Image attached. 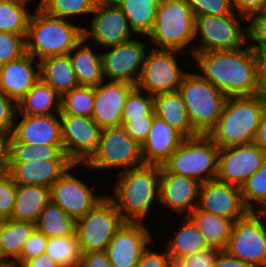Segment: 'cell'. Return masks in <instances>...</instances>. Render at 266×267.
I'll use <instances>...</instances> for the list:
<instances>
[{"label":"cell","instance_id":"obj_46","mask_svg":"<svg viewBox=\"0 0 266 267\" xmlns=\"http://www.w3.org/2000/svg\"><path fill=\"white\" fill-rule=\"evenodd\" d=\"M195 17L204 15H226L234 11L230 0H187Z\"/></svg>","mask_w":266,"mask_h":267},{"label":"cell","instance_id":"obj_31","mask_svg":"<svg viewBox=\"0 0 266 267\" xmlns=\"http://www.w3.org/2000/svg\"><path fill=\"white\" fill-rule=\"evenodd\" d=\"M189 217L203 234L210 248L220 251L226 249L235 221L202 210H194Z\"/></svg>","mask_w":266,"mask_h":267},{"label":"cell","instance_id":"obj_32","mask_svg":"<svg viewBox=\"0 0 266 267\" xmlns=\"http://www.w3.org/2000/svg\"><path fill=\"white\" fill-rule=\"evenodd\" d=\"M36 229V224L14 219L0 221V255L12 264L21 254L25 242Z\"/></svg>","mask_w":266,"mask_h":267},{"label":"cell","instance_id":"obj_58","mask_svg":"<svg viewBox=\"0 0 266 267\" xmlns=\"http://www.w3.org/2000/svg\"><path fill=\"white\" fill-rule=\"evenodd\" d=\"M8 174V149L5 141L0 142V179Z\"/></svg>","mask_w":266,"mask_h":267},{"label":"cell","instance_id":"obj_9","mask_svg":"<svg viewBox=\"0 0 266 267\" xmlns=\"http://www.w3.org/2000/svg\"><path fill=\"white\" fill-rule=\"evenodd\" d=\"M142 165L141 145L122 126L102 129L96 152L82 164L85 168L97 171L115 168L118 173Z\"/></svg>","mask_w":266,"mask_h":267},{"label":"cell","instance_id":"obj_42","mask_svg":"<svg viewBox=\"0 0 266 267\" xmlns=\"http://www.w3.org/2000/svg\"><path fill=\"white\" fill-rule=\"evenodd\" d=\"M135 88L127 97L123 107L122 125L130 119L155 116L154 97ZM146 94V95H145Z\"/></svg>","mask_w":266,"mask_h":267},{"label":"cell","instance_id":"obj_6","mask_svg":"<svg viewBox=\"0 0 266 267\" xmlns=\"http://www.w3.org/2000/svg\"><path fill=\"white\" fill-rule=\"evenodd\" d=\"M193 130L208 135L217 125L227 99L220 90L199 73L188 72L179 86Z\"/></svg>","mask_w":266,"mask_h":267},{"label":"cell","instance_id":"obj_16","mask_svg":"<svg viewBox=\"0 0 266 267\" xmlns=\"http://www.w3.org/2000/svg\"><path fill=\"white\" fill-rule=\"evenodd\" d=\"M59 116L65 154L74 164H85L97 150L102 129L92 117Z\"/></svg>","mask_w":266,"mask_h":267},{"label":"cell","instance_id":"obj_12","mask_svg":"<svg viewBox=\"0 0 266 267\" xmlns=\"http://www.w3.org/2000/svg\"><path fill=\"white\" fill-rule=\"evenodd\" d=\"M225 251L252 267H266V224L255 211L235 222Z\"/></svg>","mask_w":266,"mask_h":267},{"label":"cell","instance_id":"obj_60","mask_svg":"<svg viewBox=\"0 0 266 267\" xmlns=\"http://www.w3.org/2000/svg\"><path fill=\"white\" fill-rule=\"evenodd\" d=\"M26 1L32 3V1H34V0H26ZM38 1H39V2H38ZM38 1H37L38 4H36V7H39V6L41 5V3H42L43 0H38Z\"/></svg>","mask_w":266,"mask_h":267},{"label":"cell","instance_id":"obj_2","mask_svg":"<svg viewBox=\"0 0 266 267\" xmlns=\"http://www.w3.org/2000/svg\"><path fill=\"white\" fill-rule=\"evenodd\" d=\"M116 178L113 196L107 197L126 222H145L148 212L156 206L155 201H159L160 166L144 164L117 173Z\"/></svg>","mask_w":266,"mask_h":267},{"label":"cell","instance_id":"obj_14","mask_svg":"<svg viewBox=\"0 0 266 267\" xmlns=\"http://www.w3.org/2000/svg\"><path fill=\"white\" fill-rule=\"evenodd\" d=\"M142 39L135 37L122 44L108 47L105 51L102 50V73L106 81L137 84L147 47L151 46Z\"/></svg>","mask_w":266,"mask_h":267},{"label":"cell","instance_id":"obj_30","mask_svg":"<svg viewBox=\"0 0 266 267\" xmlns=\"http://www.w3.org/2000/svg\"><path fill=\"white\" fill-rule=\"evenodd\" d=\"M60 109L61 96L41 79L17 102V114L22 115H53Z\"/></svg>","mask_w":266,"mask_h":267},{"label":"cell","instance_id":"obj_55","mask_svg":"<svg viewBox=\"0 0 266 267\" xmlns=\"http://www.w3.org/2000/svg\"><path fill=\"white\" fill-rule=\"evenodd\" d=\"M213 267H252L250 264L243 262L236 257L229 255L225 250L221 251Z\"/></svg>","mask_w":266,"mask_h":267},{"label":"cell","instance_id":"obj_19","mask_svg":"<svg viewBox=\"0 0 266 267\" xmlns=\"http://www.w3.org/2000/svg\"><path fill=\"white\" fill-rule=\"evenodd\" d=\"M195 210H202L235 222L250 212L243 202L241 188L217 179L201 184Z\"/></svg>","mask_w":266,"mask_h":267},{"label":"cell","instance_id":"obj_37","mask_svg":"<svg viewBox=\"0 0 266 267\" xmlns=\"http://www.w3.org/2000/svg\"><path fill=\"white\" fill-rule=\"evenodd\" d=\"M26 0H0V31L27 35L32 11Z\"/></svg>","mask_w":266,"mask_h":267},{"label":"cell","instance_id":"obj_33","mask_svg":"<svg viewBox=\"0 0 266 267\" xmlns=\"http://www.w3.org/2000/svg\"><path fill=\"white\" fill-rule=\"evenodd\" d=\"M178 229V230H177ZM176 234L170 237L166 250L172 261L209 248L205 237L189 216H185Z\"/></svg>","mask_w":266,"mask_h":267},{"label":"cell","instance_id":"obj_26","mask_svg":"<svg viewBox=\"0 0 266 267\" xmlns=\"http://www.w3.org/2000/svg\"><path fill=\"white\" fill-rule=\"evenodd\" d=\"M153 97L155 116L172 126L184 138L198 135L191 126L185 103L179 91L160 93Z\"/></svg>","mask_w":266,"mask_h":267},{"label":"cell","instance_id":"obj_56","mask_svg":"<svg viewBox=\"0 0 266 267\" xmlns=\"http://www.w3.org/2000/svg\"><path fill=\"white\" fill-rule=\"evenodd\" d=\"M21 267H61L49 255L43 253L27 260Z\"/></svg>","mask_w":266,"mask_h":267},{"label":"cell","instance_id":"obj_53","mask_svg":"<svg viewBox=\"0 0 266 267\" xmlns=\"http://www.w3.org/2000/svg\"><path fill=\"white\" fill-rule=\"evenodd\" d=\"M256 61L257 79L261 90H266V46H251Z\"/></svg>","mask_w":266,"mask_h":267},{"label":"cell","instance_id":"obj_36","mask_svg":"<svg viewBox=\"0 0 266 267\" xmlns=\"http://www.w3.org/2000/svg\"><path fill=\"white\" fill-rule=\"evenodd\" d=\"M8 149V163H28L48 159H69L63 145H31L27 142H5Z\"/></svg>","mask_w":266,"mask_h":267},{"label":"cell","instance_id":"obj_62","mask_svg":"<svg viewBox=\"0 0 266 267\" xmlns=\"http://www.w3.org/2000/svg\"><path fill=\"white\" fill-rule=\"evenodd\" d=\"M0 263H6V262L2 259L1 255H0Z\"/></svg>","mask_w":266,"mask_h":267},{"label":"cell","instance_id":"obj_1","mask_svg":"<svg viewBox=\"0 0 266 267\" xmlns=\"http://www.w3.org/2000/svg\"><path fill=\"white\" fill-rule=\"evenodd\" d=\"M192 58L198 65L197 72L227 97L264 93L250 42L236 50L193 52Z\"/></svg>","mask_w":266,"mask_h":267},{"label":"cell","instance_id":"obj_52","mask_svg":"<svg viewBox=\"0 0 266 267\" xmlns=\"http://www.w3.org/2000/svg\"><path fill=\"white\" fill-rule=\"evenodd\" d=\"M235 13L250 19L254 14L266 10V0H230Z\"/></svg>","mask_w":266,"mask_h":267},{"label":"cell","instance_id":"obj_3","mask_svg":"<svg viewBox=\"0 0 266 267\" xmlns=\"http://www.w3.org/2000/svg\"><path fill=\"white\" fill-rule=\"evenodd\" d=\"M265 106L264 93L227 97L218 123L208 135L219 148L253 143Z\"/></svg>","mask_w":266,"mask_h":267},{"label":"cell","instance_id":"obj_25","mask_svg":"<svg viewBox=\"0 0 266 267\" xmlns=\"http://www.w3.org/2000/svg\"><path fill=\"white\" fill-rule=\"evenodd\" d=\"M184 139L172 126L154 116L149 134L141 145L144 164L162 166Z\"/></svg>","mask_w":266,"mask_h":267},{"label":"cell","instance_id":"obj_27","mask_svg":"<svg viewBox=\"0 0 266 267\" xmlns=\"http://www.w3.org/2000/svg\"><path fill=\"white\" fill-rule=\"evenodd\" d=\"M82 40L71 50L69 57L72 61L79 86L96 87L105 79L102 73L101 52L98 53L91 45Z\"/></svg>","mask_w":266,"mask_h":267},{"label":"cell","instance_id":"obj_49","mask_svg":"<svg viewBox=\"0 0 266 267\" xmlns=\"http://www.w3.org/2000/svg\"><path fill=\"white\" fill-rule=\"evenodd\" d=\"M154 116H145L126 121L122 127L139 145H142L149 134Z\"/></svg>","mask_w":266,"mask_h":267},{"label":"cell","instance_id":"obj_44","mask_svg":"<svg viewBox=\"0 0 266 267\" xmlns=\"http://www.w3.org/2000/svg\"><path fill=\"white\" fill-rule=\"evenodd\" d=\"M17 103L0 91V139L5 141L12 135Z\"/></svg>","mask_w":266,"mask_h":267},{"label":"cell","instance_id":"obj_40","mask_svg":"<svg viewBox=\"0 0 266 267\" xmlns=\"http://www.w3.org/2000/svg\"><path fill=\"white\" fill-rule=\"evenodd\" d=\"M97 2L98 0H43L39 8L50 16L72 20L87 14L90 17Z\"/></svg>","mask_w":266,"mask_h":267},{"label":"cell","instance_id":"obj_38","mask_svg":"<svg viewBox=\"0 0 266 267\" xmlns=\"http://www.w3.org/2000/svg\"><path fill=\"white\" fill-rule=\"evenodd\" d=\"M82 253L77 235L48 238L45 254L61 267H80Z\"/></svg>","mask_w":266,"mask_h":267},{"label":"cell","instance_id":"obj_59","mask_svg":"<svg viewBox=\"0 0 266 267\" xmlns=\"http://www.w3.org/2000/svg\"><path fill=\"white\" fill-rule=\"evenodd\" d=\"M264 221L266 224V202L255 211Z\"/></svg>","mask_w":266,"mask_h":267},{"label":"cell","instance_id":"obj_39","mask_svg":"<svg viewBox=\"0 0 266 267\" xmlns=\"http://www.w3.org/2000/svg\"><path fill=\"white\" fill-rule=\"evenodd\" d=\"M95 87L78 86L61 96L59 114L92 117Z\"/></svg>","mask_w":266,"mask_h":267},{"label":"cell","instance_id":"obj_20","mask_svg":"<svg viewBox=\"0 0 266 267\" xmlns=\"http://www.w3.org/2000/svg\"><path fill=\"white\" fill-rule=\"evenodd\" d=\"M135 88L132 83L106 80L95 87L92 118L101 129L122 126L123 107Z\"/></svg>","mask_w":266,"mask_h":267},{"label":"cell","instance_id":"obj_7","mask_svg":"<svg viewBox=\"0 0 266 267\" xmlns=\"http://www.w3.org/2000/svg\"><path fill=\"white\" fill-rule=\"evenodd\" d=\"M246 21L249 22L247 17L235 12L195 17L194 42L198 41V45H191L192 56L193 52L236 50L245 47L249 43V23Z\"/></svg>","mask_w":266,"mask_h":267},{"label":"cell","instance_id":"obj_29","mask_svg":"<svg viewBox=\"0 0 266 267\" xmlns=\"http://www.w3.org/2000/svg\"><path fill=\"white\" fill-rule=\"evenodd\" d=\"M50 200V188L46 186L17 185L12 219L36 223Z\"/></svg>","mask_w":266,"mask_h":267},{"label":"cell","instance_id":"obj_22","mask_svg":"<svg viewBox=\"0 0 266 267\" xmlns=\"http://www.w3.org/2000/svg\"><path fill=\"white\" fill-rule=\"evenodd\" d=\"M200 186L201 183L195 179L169 173L160 166L159 203L175 214L185 217L196 209Z\"/></svg>","mask_w":266,"mask_h":267},{"label":"cell","instance_id":"obj_10","mask_svg":"<svg viewBox=\"0 0 266 267\" xmlns=\"http://www.w3.org/2000/svg\"><path fill=\"white\" fill-rule=\"evenodd\" d=\"M125 222L106 196L84 216L76 219V235L82 252L106 251L109 242Z\"/></svg>","mask_w":266,"mask_h":267},{"label":"cell","instance_id":"obj_5","mask_svg":"<svg viewBox=\"0 0 266 267\" xmlns=\"http://www.w3.org/2000/svg\"><path fill=\"white\" fill-rule=\"evenodd\" d=\"M152 48L177 50L192 55L195 16L187 0H161L153 30L148 35ZM190 47V49L188 48ZM188 49V50H187Z\"/></svg>","mask_w":266,"mask_h":267},{"label":"cell","instance_id":"obj_21","mask_svg":"<svg viewBox=\"0 0 266 267\" xmlns=\"http://www.w3.org/2000/svg\"><path fill=\"white\" fill-rule=\"evenodd\" d=\"M5 142L63 145L60 116L16 114L12 135Z\"/></svg>","mask_w":266,"mask_h":267},{"label":"cell","instance_id":"obj_51","mask_svg":"<svg viewBox=\"0 0 266 267\" xmlns=\"http://www.w3.org/2000/svg\"><path fill=\"white\" fill-rule=\"evenodd\" d=\"M163 252V253H162ZM161 253L153 251L151 247H147L140 258L136 267H173V261L167 250Z\"/></svg>","mask_w":266,"mask_h":267},{"label":"cell","instance_id":"obj_61","mask_svg":"<svg viewBox=\"0 0 266 267\" xmlns=\"http://www.w3.org/2000/svg\"><path fill=\"white\" fill-rule=\"evenodd\" d=\"M0 267H11L8 263H0Z\"/></svg>","mask_w":266,"mask_h":267},{"label":"cell","instance_id":"obj_4","mask_svg":"<svg viewBox=\"0 0 266 267\" xmlns=\"http://www.w3.org/2000/svg\"><path fill=\"white\" fill-rule=\"evenodd\" d=\"M33 12L25 42L26 52L36 60L67 55L82 40L83 27L73 24L74 20L50 16L36 6Z\"/></svg>","mask_w":266,"mask_h":267},{"label":"cell","instance_id":"obj_43","mask_svg":"<svg viewBox=\"0 0 266 267\" xmlns=\"http://www.w3.org/2000/svg\"><path fill=\"white\" fill-rule=\"evenodd\" d=\"M26 35L0 31V65L17 59L26 52Z\"/></svg>","mask_w":266,"mask_h":267},{"label":"cell","instance_id":"obj_54","mask_svg":"<svg viewBox=\"0 0 266 267\" xmlns=\"http://www.w3.org/2000/svg\"><path fill=\"white\" fill-rule=\"evenodd\" d=\"M80 267H113L106 251H88L82 253Z\"/></svg>","mask_w":266,"mask_h":267},{"label":"cell","instance_id":"obj_11","mask_svg":"<svg viewBox=\"0 0 266 267\" xmlns=\"http://www.w3.org/2000/svg\"><path fill=\"white\" fill-rule=\"evenodd\" d=\"M176 54L184 56L183 52L177 50L155 49L151 46L145 55L136 88L152 96L178 91L187 70H182Z\"/></svg>","mask_w":266,"mask_h":267},{"label":"cell","instance_id":"obj_28","mask_svg":"<svg viewBox=\"0 0 266 267\" xmlns=\"http://www.w3.org/2000/svg\"><path fill=\"white\" fill-rule=\"evenodd\" d=\"M39 64L40 79L60 96L79 86L69 54L46 57Z\"/></svg>","mask_w":266,"mask_h":267},{"label":"cell","instance_id":"obj_24","mask_svg":"<svg viewBox=\"0 0 266 267\" xmlns=\"http://www.w3.org/2000/svg\"><path fill=\"white\" fill-rule=\"evenodd\" d=\"M73 165L70 159L8 163V174L17 185H40L51 188Z\"/></svg>","mask_w":266,"mask_h":267},{"label":"cell","instance_id":"obj_50","mask_svg":"<svg viewBox=\"0 0 266 267\" xmlns=\"http://www.w3.org/2000/svg\"><path fill=\"white\" fill-rule=\"evenodd\" d=\"M249 42L251 46H266V10L249 19Z\"/></svg>","mask_w":266,"mask_h":267},{"label":"cell","instance_id":"obj_13","mask_svg":"<svg viewBox=\"0 0 266 267\" xmlns=\"http://www.w3.org/2000/svg\"><path fill=\"white\" fill-rule=\"evenodd\" d=\"M91 15L89 26H83V38L92 39L97 48L106 49L134 38L128 19L114 0H98Z\"/></svg>","mask_w":266,"mask_h":267},{"label":"cell","instance_id":"obj_17","mask_svg":"<svg viewBox=\"0 0 266 267\" xmlns=\"http://www.w3.org/2000/svg\"><path fill=\"white\" fill-rule=\"evenodd\" d=\"M265 159L266 153L254 142L220 148L216 179L241 187Z\"/></svg>","mask_w":266,"mask_h":267},{"label":"cell","instance_id":"obj_35","mask_svg":"<svg viewBox=\"0 0 266 267\" xmlns=\"http://www.w3.org/2000/svg\"><path fill=\"white\" fill-rule=\"evenodd\" d=\"M35 224L36 229L47 238L76 235V219L70 217L51 200L42 210Z\"/></svg>","mask_w":266,"mask_h":267},{"label":"cell","instance_id":"obj_18","mask_svg":"<svg viewBox=\"0 0 266 267\" xmlns=\"http://www.w3.org/2000/svg\"><path fill=\"white\" fill-rule=\"evenodd\" d=\"M146 222H125L107 246L106 253L113 267H136L143 251L153 243Z\"/></svg>","mask_w":266,"mask_h":267},{"label":"cell","instance_id":"obj_48","mask_svg":"<svg viewBox=\"0 0 266 267\" xmlns=\"http://www.w3.org/2000/svg\"><path fill=\"white\" fill-rule=\"evenodd\" d=\"M216 248H207L173 262V267H213L219 253Z\"/></svg>","mask_w":266,"mask_h":267},{"label":"cell","instance_id":"obj_15","mask_svg":"<svg viewBox=\"0 0 266 267\" xmlns=\"http://www.w3.org/2000/svg\"><path fill=\"white\" fill-rule=\"evenodd\" d=\"M81 164L70 167L50 188V199L70 217L78 219L93 209L107 194L94 192L71 170Z\"/></svg>","mask_w":266,"mask_h":267},{"label":"cell","instance_id":"obj_34","mask_svg":"<svg viewBox=\"0 0 266 267\" xmlns=\"http://www.w3.org/2000/svg\"><path fill=\"white\" fill-rule=\"evenodd\" d=\"M128 19L135 35L147 38L153 30L161 0H114Z\"/></svg>","mask_w":266,"mask_h":267},{"label":"cell","instance_id":"obj_45","mask_svg":"<svg viewBox=\"0 0 266 267\" xmlns=\"http://www.w3.org/2000/svg\"><path fill=\"white\" fill-rule=\"evenodd\" d=\"M48 238L38 229H35L24 244L20 256L11 264V267H21L27 260L45 253Z\"/></svg>","mask_w":266,"mask_h":267},{"label":"cell","instance_id":"obj_23","mask_svg":"<svg viewBox=\"0 0 266 267\" xmlns=\"http://www.w3.org/2000/svg\"><path fill=\"white\" fill-rule=\"evenodd\" d=\"M39 79V61L27 52L17 59L0 65V91L16 103Z\"/></svg>","mask_w":266,"mask_h":267},{"label":"cell","instance_id":"obj_47","mask_svg":"<svg viewBox=\"0 0 266 267\" xmlns=\"http://www.w3.org/2000/svg\"><path fill=\"white\" fill-rule=\"evenodd\" d=\"M17 184L9 174L0 179V221L12 219Z\"/></svg>","mask_w":266,"mask_h":267},{"label":"cell","instance_id":"obj_41","mask_svg":"<svg viewBox=\"0 0 266 267\" xmlns=\"http://www.w3.org/2000/svg\"><path fill=\"white\" fill-rule=\"evenodd\" d=\"M240 188L243 202L250 211H256L266 202V159Z\"/></svg>","mask_w":266,"mask_h":267},{"label":"cell","instance_id":"obj_8","mask_svg":"<svg viewBox=\"0 0 266 267\" xmlns=\"http://www.w3.org/2000/svg\"><path fill=\"white\" fill-rule=\"evenodd\" d=\"M219 149L209 135L198 134L185 138L162 166L204 184L217 177Z\"/></svg>","mask_w":266,"mask_h":267},{"label":"cell","instance_id":"obj_57","mask_svg":"<svg viewBox=\"0 0 266 267\" xmlns=\"http://www.w3.org/2000/svg\"><path fill=\"white\" fill-rule=\"evenodd\" d=\"M257 144L266 153V106L262 112L259 127L254 139Z\"/></svg>","mask_w":266,"mask_h":267}]
</instances>
